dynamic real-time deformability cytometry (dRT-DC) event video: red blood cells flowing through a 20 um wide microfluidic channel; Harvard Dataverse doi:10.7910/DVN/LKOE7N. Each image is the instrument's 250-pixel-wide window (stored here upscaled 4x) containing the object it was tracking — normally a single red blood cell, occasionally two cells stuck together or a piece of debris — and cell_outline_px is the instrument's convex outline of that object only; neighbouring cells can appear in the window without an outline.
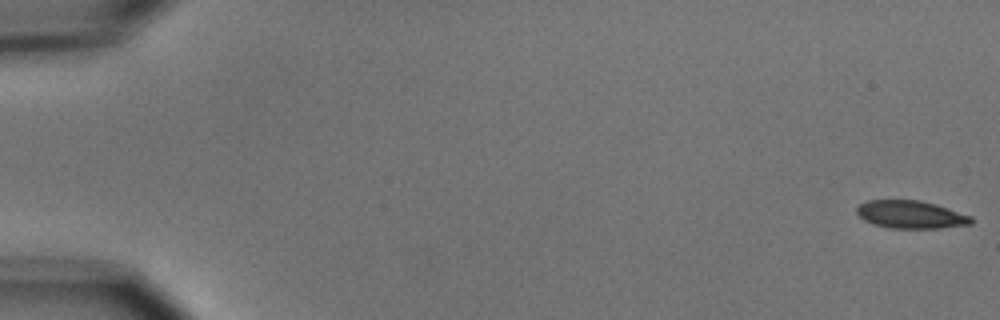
{"species": "common noctule bat (a hibernating species)", "species_latin": "Nyctalus noctula", "temperature_condition": "cold", "stored_images_in_passage": 5, "camera_frame_rate_fps": 3000, "um_per_image_px": 0.085, "animal": {"sex": "male", "body_mass_g": 15.6}, "frame": {"image": 1, "passage_image": 1, "time_ms": 0.0, "image_size_px": [1000, 320], "cell_outline_px": [[972, 224], [940, 228], [888, 228], [864, 220], [856, 212], [856, 208], [860, 204], [868, 200], [920, 200], [936, 204], [972, 216]], "centroid_in_image_um": [77.43, 18.23], "position_along_channel_um": 7.6, "area_um2": 18.5}}
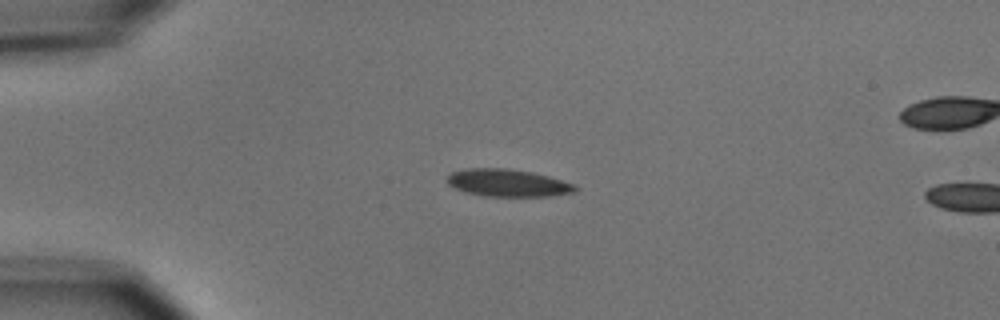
{"frame": {"image": 2, "passage_image": 4, "time_ms": 4.333, "image_size_px": [1000, 320], "cell_outline_px": [[580, 188], [576, 192], [552, 196], [484, 196], [464, 192], [448, 184], [448, 176], [452, 172], [464, 168], [508, 168], [532, 172], [548, 176], [576, 184]], "centroid_in_image_um": [43.21, 15.55], "position_along_channel_um": 41.8, "area_um2": 20.63}}